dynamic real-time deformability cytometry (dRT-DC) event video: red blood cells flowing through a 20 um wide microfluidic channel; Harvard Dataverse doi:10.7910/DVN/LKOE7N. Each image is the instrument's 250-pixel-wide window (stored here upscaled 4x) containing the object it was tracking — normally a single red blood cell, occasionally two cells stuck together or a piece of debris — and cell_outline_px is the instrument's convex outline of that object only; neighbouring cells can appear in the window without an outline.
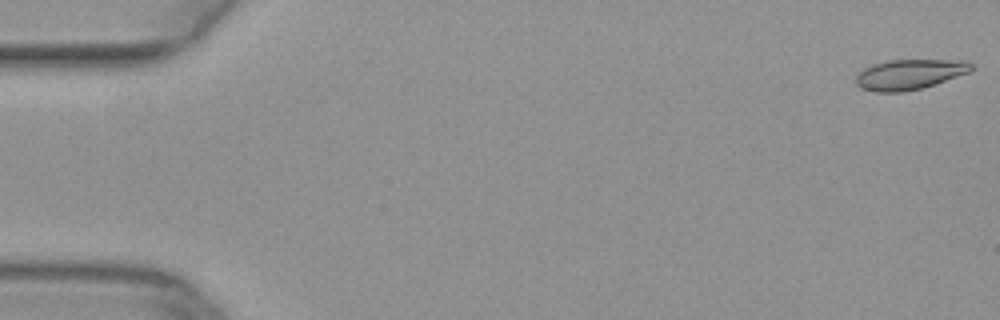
{"species": "common noctule bat (a hibernating species)", "species_latin": "Nyctalus noctula", "temperature_condition": "warm", "stored_images_in_passage": 51, "camera_frame_rate_fps": 3000, "um_per_image_px": 0.085, "animal": {"sex": "female", "body_mass_g": 29.2, "forearm_length_mm": 56.3}, "frame": {"image": 1, "passage_image": 1, "time_ms": 0.0, "image_size_px": [1000, 320], "cell_outline_px": [[972, 68], [968, 72], [920, 88], [900, 92], [876, 92], [860, 88], [856, 84], [856, 76], [864, 68], [872, 64], [888, 60], [964, 60], [972, 64]], "centroid_in_image_um": [77.24, 6.31], "position_along_channel_um": 7.8, "area_um2": 19.94}}
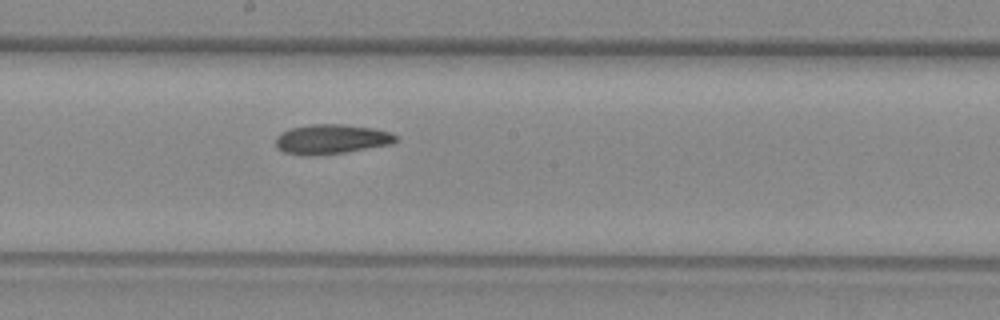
{"frame": {"image": 2, "passage_image": 28, "time_ms": 9.0, "image_size_px": [1000, 320], "cell_outline_px": [[400, 140], [392, 144], [344, 152], [312, 156], [304, 156], [284, 152], [276, 148], [276, 136], [280, 132], [288, 128], [312, 124], [340, 124], [372, 128], [388, 132], [396, 136]], "centroid_in_image_um": [28.12, 11.83], "position_along_channel_um": 220.1, "area_um2": 20.87}}
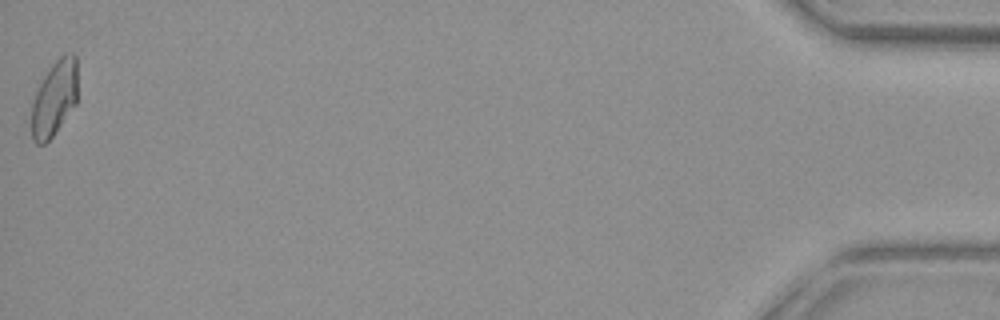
{"frame": {"image": 3, "passage_image": 51, "time_ms": 16.667, "image_size_px": [1000, 320], "cell_outline_px": [[76, 104], [52, 136], [44, 144], [36, 144], [32, 140], [32, 104], [36, 92], [48, 68], [64, 52], [72, 52], [76, 56]], "centroid_in_image_um": [4.62, 8.33], "position_along_channel_um": 430.6, "area_um2": 20.06}}